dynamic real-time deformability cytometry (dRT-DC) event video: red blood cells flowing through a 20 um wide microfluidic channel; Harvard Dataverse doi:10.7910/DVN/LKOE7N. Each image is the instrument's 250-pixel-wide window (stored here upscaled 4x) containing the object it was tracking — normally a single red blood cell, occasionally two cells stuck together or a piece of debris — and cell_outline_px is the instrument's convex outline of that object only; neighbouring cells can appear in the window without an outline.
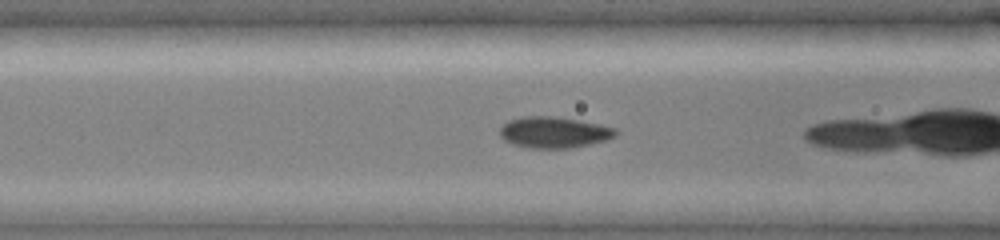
{"species": "common noctule bat (a hibernating species)", "species_latin": "Nyctalus noctula", "temperature_condition": "cold", "stored_images_in_passage": 13, "camera_frame_rate_fps": 3000, "um_per_image_px": 0.085, "animal": {"sex": "female", "body_mass_g": 19.0, "forearm_length_mm": 51.5}, "frame": {"image": 1, "passage_image": 5, "time_ms": 1.0, "image_size_px": [1000, 240], "cell_outline_px": [[620, 132], [616, 136], [608, 140], [568, 148], [528, 148], [512, 144], [504, 140], [500, 136], [500, 128], [508, 120], [524, 116], [556, 116], [600, 124], [616, 128]], "centroid_in_image_um": [47.1, 11.24], "position_along_channel_um": 119.5, "area_um2": 21.21}}
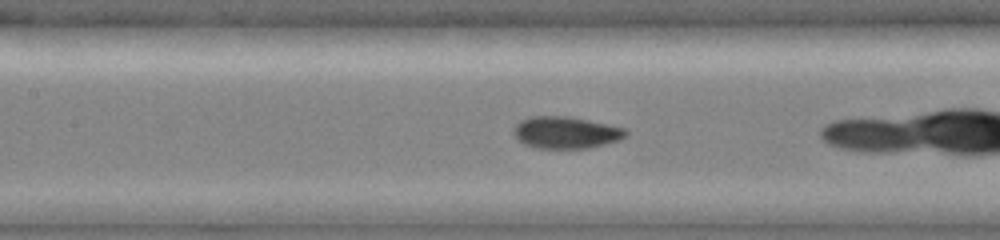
{"frame": {"image": 2, "passage_image": 9, "time_ms": 2.0, "image_size_px": [1000, 240], "cell_outline_px": [[628, 136], [620, 140], [588, 148], [540, 148], [524, 144], [512, 132], [512, 128], [520, 120], [532, 116], [568, 116], [588, 120], [624, 128], [628, 132]], "centroid_in_image_um": [48.1, 11.26], "position_along_channel_um": 159.3, "area_um2": 20.81}}